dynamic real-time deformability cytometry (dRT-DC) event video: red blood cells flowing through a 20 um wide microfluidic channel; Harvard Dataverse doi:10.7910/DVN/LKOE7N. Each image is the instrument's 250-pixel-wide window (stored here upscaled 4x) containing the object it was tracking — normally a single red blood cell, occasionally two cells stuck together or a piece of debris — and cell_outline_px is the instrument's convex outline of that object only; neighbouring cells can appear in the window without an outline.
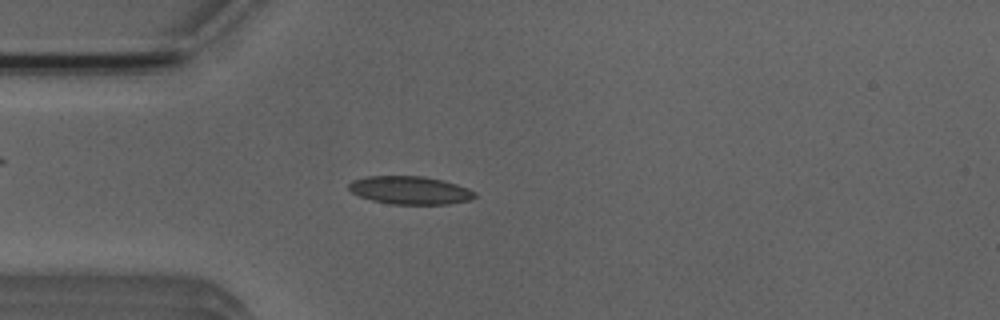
{"species": "Egyptian fruit bat (a non-hibernating species)", "species_latin": "Rousettus aegyptiacus", "temperature_condition": "room temperature", "stored_images_in_passage": 45, "camera_frame_rate_fps": 3000, "um_per_image_px": 0.085, "animal": {"sex": "male"}, "frame": {"image": 1, "passage_image": 7, "time_ms": 2.0, "image_size_px": [1000, 320], "cell_outline_px": [[476, 196], [472, 200], [448, 204], [388, 204], [372, 200], [360, 196], [352, 192], [348, 188], [348, 184], [352, 180], [364, 176], [424, 176], [456, 184], [468, 188], [476, 192]], "centroid_in_image_um": [34.85, 16.17], "position_along_channel_um": 50.2, "area_um2": 20.69}}
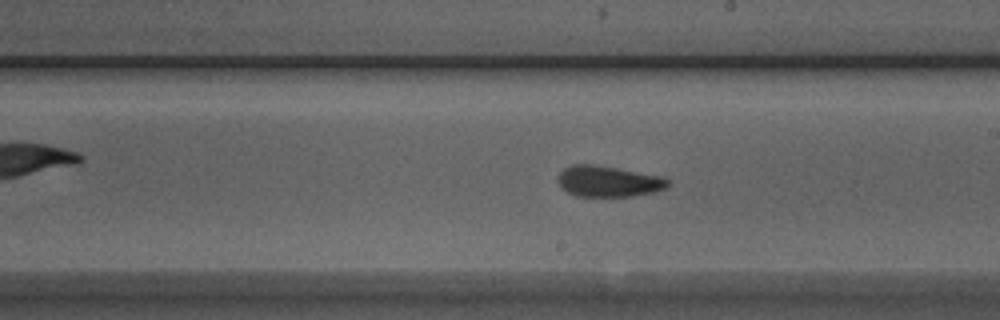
{"frame": {"image": 2, "passage_image": 22, "time_ms": 7.0, "image_size_px": [1000, 320], "cell_outline_px": [[668, 188], [652, 192], [632, 196], [576, 196], [568, 192], [556, 180], [556, 176], [564, 168], [572, 164], [592, 164], [664, 176], [668, 180]], "centroid_in_image_um": [51.7, 15.4], "position_along_channel_um": 237.3, "area_um2": 19.83}}
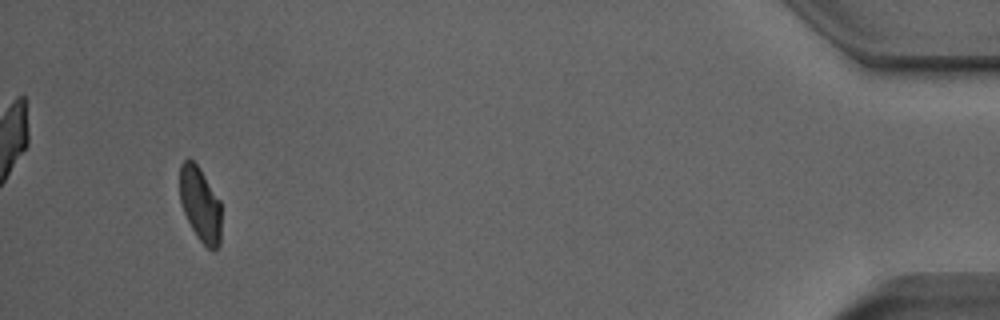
{"frame": {"image": 3, "passage_image": 42, "time_ms": 13.667, "image_size_px": [1000, 320], "cell_outline_px": [[220, 244], [216, 252], [212, 252], [196, 236], [184, 212], [180, 200], [180, 164], [188, 156], [200, 168], [220, 200]], "centroid_in_image_um": [17.02, 17.37], "position_along_channel_um": 418.2, "area_um2": 18.15}, "authors_computed_cell_mechanics": {"area_um2": 19.8254, "velocity_mm_per_s": 3.9176, "shape_relaxation_time_tau1_ms": 11.0471, "shape_relaxation_time_tau2_ms": 2.0658, "deformation_change_tau1": 0.2476, "deformation_change_tau2": 0.0762}}